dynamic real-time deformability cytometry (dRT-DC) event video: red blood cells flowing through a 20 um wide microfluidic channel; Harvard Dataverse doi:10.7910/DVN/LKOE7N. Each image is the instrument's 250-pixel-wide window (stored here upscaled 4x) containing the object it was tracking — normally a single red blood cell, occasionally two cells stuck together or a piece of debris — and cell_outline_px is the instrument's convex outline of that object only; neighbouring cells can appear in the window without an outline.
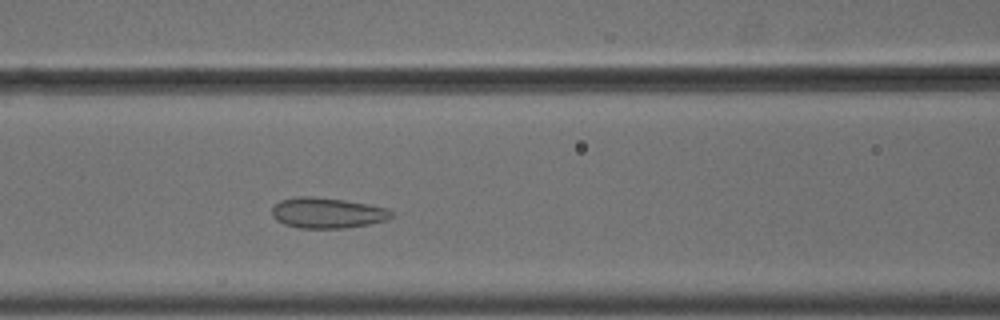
{"species": "common noctule bat (a hibernating species)", "species_latin": "Nyctalus noctula", "temperature_condition": "cold", "stored_images_in_passage": 46, "camera_frame_rate_fps": 3000, "um_per_image_px": 0.085, "animal": {"sex": "male", "body_mass_g": 18.8}, "frame": {"image": 1, "passage_image": 15, "time_ms": 4.667, "image_size_px": [1000, 320], "cell_outline_px": [[392, 216], [388, 220], [368, 224], [344, 228], [300, 228], [284, 224], [276, 220], [272, 216], [272, 208], [280, 200], [296, 196], [312, 196], [344, 200], [368, 204], [384, 208], [392, 212]], "centroid_in_image_um": [27.78, 18.09], "position_along_channel_um": 138.8, "area_um2": 21.21}}
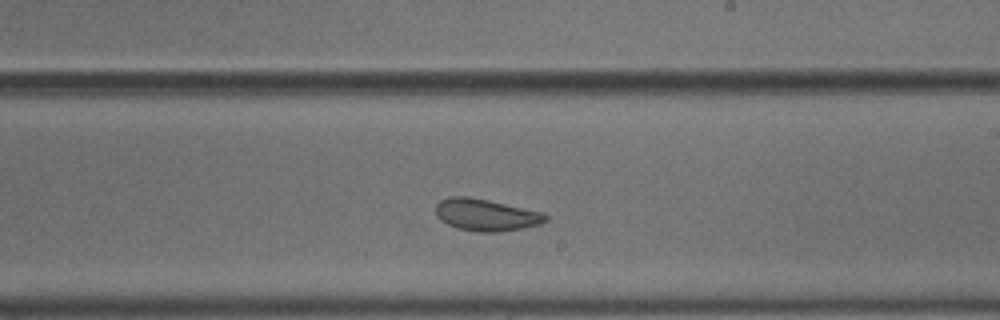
{"frame": {"image": 2, "passage_image": 24, "time_ms": 7.667, "image_size_px": [1000, 320], "cell_outline_px": [[548, 220], [540, 224], [524, 228], [496, 232], [480, 232], [456, 228], [440, 220], [436, 216], [436, 204], [440, 200], [448, 196], [468, 196], [488, 200], [544, 212], [548, 216]], "centroid_in_image_um": [41.31, 18.26], "position_along_channel_um": 247.7, "area_um2": 20.63}}
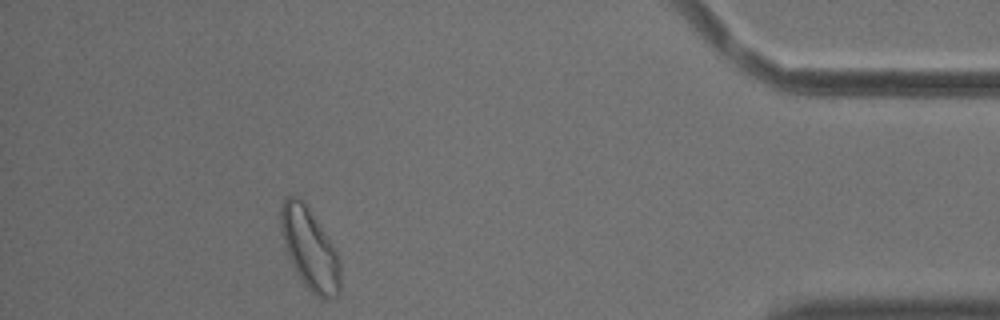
{"frame": {"image": 3, "passage_image": 41, "time_ms": 13.333, "image_size_px": [1000, 320], "cell_outline_px": [[340, 296], [332, 300], [324, 300], [316, 296], [304, 284], [296, 272], [288, 256], [280, 224], [280, 208], [284, 200], [288, 196], [300, 196], [304, 200], [336, 252], [340, 260]], "centroid_in_image_um": [26.34, 21.19], "position_along_channel_um": 408.9, "area_um2": 28.15}, "authors_computed_cell_mechanics": {"area_um2": 22.5709, "velocity_mm_per_s": 3.6333, "shape_relaxation_time_tau1_ms": null, "shape_relaxation_time_tau2_ms": 1.0329, "deformation_change_tau1": null, "deformation_change_tau2": 0.0717}}